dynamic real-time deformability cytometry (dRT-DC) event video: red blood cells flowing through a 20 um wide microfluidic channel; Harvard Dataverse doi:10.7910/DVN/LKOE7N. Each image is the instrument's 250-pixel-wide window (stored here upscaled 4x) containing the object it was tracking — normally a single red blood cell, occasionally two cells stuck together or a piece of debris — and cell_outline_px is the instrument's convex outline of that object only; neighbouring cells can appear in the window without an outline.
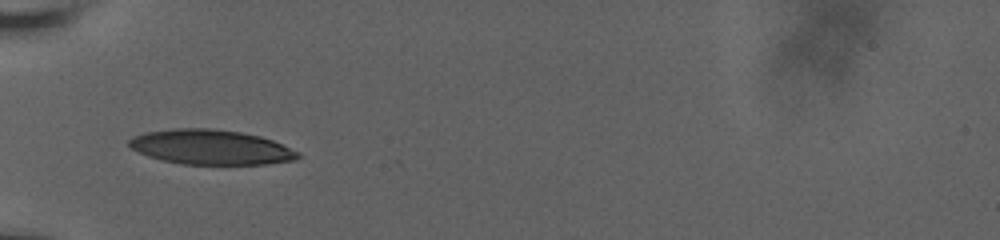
{"species": "human", "species_latin": "Homo sapiens", "temperature_condition": "room temperature", "stored_images_in_passage": 64, "camera_frame_rate_fps": 3000, "um_per_image_px": 0.085, "donor": {"sex": "male"}, "frame": {"image": 1, "passage_image": 1, "time_ms": 0.0, "image_size_px": [1000, 240], "cell_outline_px": [[300, 156], [296, 160], [264, 164], [180, 164], [148, 156], [132, 148], [128, 144], [128, 140], [132, 136], [148, 132], [176, 128], [212, 128], [240, 132], [260, 136], [272, 140], [300, 152]], "centroid_in_image_um": [17.94, 12.5], "position_along_channel_um": 67.1, "area_um2": 34.1}}
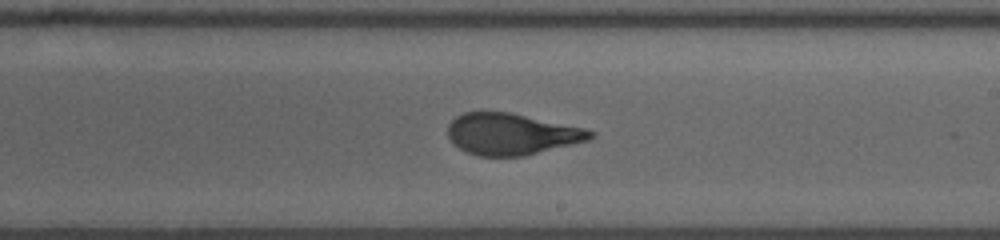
{"frame": {"image": 2, "passage_image": 35, "time_ms": 5.0, "image_size_px": [1000, 240], "cell_outline_px": [[596, 136], [588, 140], [524, 156], [476, 156], [464, 152], [448, 136], [448, 124], [456, 116], [464, 112], [512, 112], [584, 128], [596, 132]], "centroid_in_image_um": [43.48, 11.39], "position_along_channel_um": 245.5, "area_um2": 34.45}}
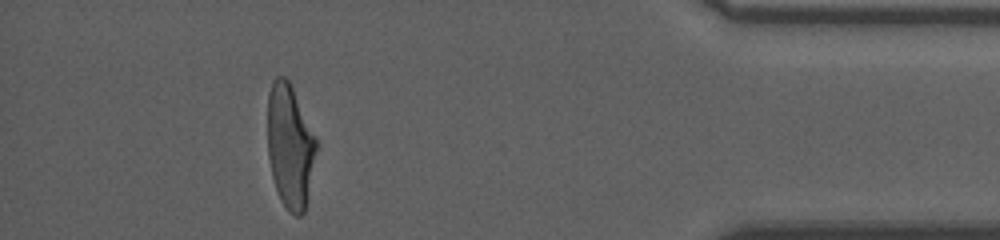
{"frame": {"image": 3, "passage_image": 56, "time_ms": 10.667, "image_size_px": [1000, 240], "cell_outline_px": [[316, 148], [304, 212], [300, 216], [296, 216], [288, 212], [280, 200], [272, 176], [268, 156], [268, 92], [272, 80], [276, 76], [284, 76], [288, 80], [292, 88], [316, 140]], "centroid_in_image_um": [24.6, 12.43], "position_along_channel_um": 410.6, "area_um2": 34.39}, "authors_computed_cell_mechanics": {"area_um2": 35.4025, "velocity_mm_per_s": 3.6688, "shape_relaxation_time_tau1_ms": 5.3525, "shape_relaxation_time_tau2_ms": 0.8153, "deformation_change_tau1": 0.193, "deformation_change_tau2": 0.0731}}